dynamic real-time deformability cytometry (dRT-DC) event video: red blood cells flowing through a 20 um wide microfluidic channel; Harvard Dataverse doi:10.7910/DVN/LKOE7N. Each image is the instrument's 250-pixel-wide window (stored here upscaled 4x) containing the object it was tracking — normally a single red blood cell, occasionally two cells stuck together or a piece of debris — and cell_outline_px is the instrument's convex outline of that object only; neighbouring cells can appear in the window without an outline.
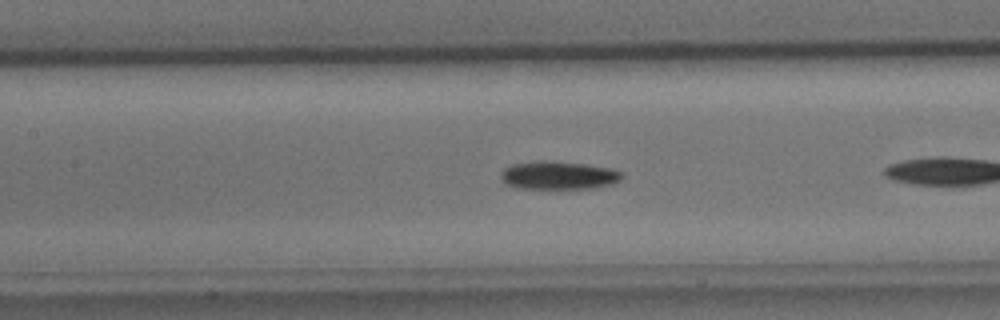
{"species": "common noctule bat (a hibernating species)", "species_latin": "Nyctalus noctula", "temperature_condition": "cold", "stored_images_in_passage": 29, "camera_frame_rate_fps": 3000, "um_per_image_px": 0.085, "animal": {"sex": "male", "body_mass_g": 15.6}, "frame": {"image": 1, "passage_image": 17, "time_ms": 5.333, "image_size_px": [1000, 320], "cell_outline_px": [[624, 176], [620, 180], [612, 184], [596, 188], [516, 188], [504, 184], [500, 180], [500, 172], [504, 168], [512, 164], [536, 160], [552, 160], [584, 164], [612, 168], [624, 172]], "centroid_in_image_um": [47.45, 14.89], "position_along_channel_um": 159.9, "area_um2": 20.35}}